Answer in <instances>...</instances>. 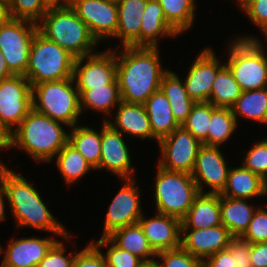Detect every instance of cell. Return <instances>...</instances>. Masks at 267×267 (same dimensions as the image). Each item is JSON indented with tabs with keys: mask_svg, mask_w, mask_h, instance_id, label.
Wrapping results in <instances>:
<instances>
[{
	"mask_svg": "<svg viewBox=\"0 0 267 267\" xmlns=\"http://www.w3.org/2000/svg\"><path fill=\"white\" fill-rule=\"evenodd\" d=\"M78 92L81 113L86 107L97 112H106L105 115H112L111 108H115L122 101L117 78L105 87H93V89L78 90Z\"/></svg>",
	"mask_w": 267,
	"mask_h": 267,
	"instance_id": "obj_30",
	"label": "cell"
},
{
	"mask_svg": "<svg viewBox=\"0 0 267 267\" xmlns=\"http://www.w3.org/2000/svg\"><path fill=\"white\" fill-rule=\"evenodd\" d=\"M91 242L98 249L110 245V247H108L109 249L105 254L106 256L104 255L107 267H140L145 263L136 255H133L126 250L118 248L107 237H100L97 242H95L94 240Z\"/></svg>",
	"mask_w": 267,
	"mask_h": 267,
	"instance_id": "obj_39",
	"label": "cell"
},
{
	"mask_svg": "<svg viewBox=\"0 0 267 267\" xmlns=\"http://www.w3.org/2000/svg\"><path fill=\"white\" fill-rule=\"evenodd\" d=\"M62 125L67 127L32 108L11 133V149L24 150L36 162H51L68 143L69 133Z\"/></svg>",
	"mask_w": 267,
	"mask_h": 267,
	"instance_id": "obj_3",
	"label": "cell"
},
{
	"mask_svg": "<svg viewBox=\"0 0 267 267\" xmlns=\"http://www.w3.org/2000/svg\"><path fill=\"white\" fill-rule=\"evenodd\" d=\"M162 155L158 166L168 171L191 174L202 143L182 126L158 141Z\"/></svg>",
	"mask_w": 267,
	"mask_h": 267,
	"instance_id": "obj_11",
	"label": "cell"
},
{
	"mask_svg": "<svg viewBox=\"0 0 267 267\" xmlns=\"http://www.w3.org/2000/svg\"><path fill=\"white\" fill-rule=\"evenodd\" d=\"M72 267H107V264L101 249L90 242L76 253Z\"/></svg>",
	"mask_w": 267,
	"mask_h": 267,
	"instance_id": "obj_45",
	"label": "cell"
},
{
	"mask_svg": "<svg viewBox=\"0 0 267 267\" xmlns=\"http://www.w3.org/2000/svg\"><path fill=\"white\" fill-rule=\"evenodd\" d=\"M11 148V133L0 125V149Z\"/></svg>",
	"mask_w": 267,
	"mask_h": 267,
	"instance_id": "obj_49",
	"label": "cell"
},
{
	"mask_svg": "<svg viewBox=\"0 0 267 267\" xmlns=\"http://www.w3.org/2000/svg\"><path fill=\"white\" fill-rule=\"evenodd\" d=\"M238 5L267 39V0H243Z\"/></svg>",
	"mask_w": 267,
	"mask_h": 267,
	"instance_id": "obj_43",
	"label": "cell"
},
{
	"mask_svg": "<svg viewBox=\"0 0 267 267\" xmlns=\"http://www.w3.org/2000/svg\"><path fill=\"white\" fill-rule=\"evenodd\" d=\"M267 195V177L264 179V196Z\"/></svg>",
	"mask_w": 267,
	"mask_h": 267,
	"instance_id": "obj_55",
	"label": "cell"
},
{
	"mask_svg": "<svg viewBox=\"0 0 267 267\" xmlns=\"http://www.w3.org/2000/svg\"><path fill=\"white\" fill-rule=\"evenodd\" d=\"M0 184L6 192L7 203L17 227L46 230L63 239H71L70 232L54 218L38 191L22 175L8 167H2Z\"/></svg>",
	"mask_w": 267,
	"mask_h": 267,
	"instance_id": "obj_2",
	"label": "cell"
},
{
	"mask_svg": "<svg viewBox=\"0 0 267 267\" xmlns=\"http://www.w3.org/2000/svg\"><path fill=\"white\" fill-rule=\"evenodd\" d=\"M117 107L114 122L109 118L104 119L107 124L122 135L127 134L138 139L150 138L158 143L159 140L152 134L149 117L143 104L121 101Z\"/></svg>",
	"mask_w": 267,
	"mask_h": 267,
	"instance_id": "obj_21",
	"label": "cell"
},
{
	"mask_svg": "<svg viewBox=\"0 0 267 267\" xmlns=\"http://www.w3.org/2000/svg\"><path fill=\"white\" fill-rule=\"evenodd\" d=\"M70 7L88 26L91 35L98 43L116 35L118 28L116 0H72Z\"/></svg>",
	"mask_w": 267,
	"mask_h": 267,
	"instance_id": "obj_13",
	"label": "cell"
},
{
	"mask_svg": "<svg viewBox=\"0 0 267 267\" xmlns=\"http://www.w3.org/2000/svg\"><path fill=\"white\" fill-rule=\"evenodd\" d=\"M157 267H201V259L193 256L181 246L176 249L160 251L156 254Z\"/></svg>",
	"mask_w": 267,
	"mask_h": 267,
	"instance_id": "obj_40",
	"label": "cell"
},
{
	"mask_svg": "<svg viewBox=\"0 0 267 267\" xmlns=\"http://www.w3.org/2000/svg\"><path fill=\"white\" fill-rule=\"evenodd\" d=\"M44 1L49 8L70 6L72 2V0H44Z\"/></svg>",
	"mask_w": 267,
	"mask_h": 267,
	"instance_id": "obj_53",
	"label": "cell"
},
{
	"mask_svg": "<svg viewBox=\"0 0 267 267\" xmlns=\"http://www.w3.org/2000/svg\"><path fill=\"white\" fill-rule=\"evenodd\" d=\"M250 257L253 267H267V242L252 244Z\"/></svg>",
	"mask_w": 267,
	"mask_h": 267,
	"instance_id": "obj_48",
	"label": "cell"
},
{
	"mask_svg": "<svg viewBox=\"0 0 267 267\" xmlns=\"http://www.w3.org/2000/svg\"><path fill=\"white\" fill-rule=\"evenodd\" d=\"M178 76L175 72L168 70L162 78L160 90L166 95L173 116L181 126L196 102L188 96L184 82Z\"/></svg>",
	"mask_w": 267,
	"mask_h": 267,
	"instance_id": "obj_29",
	"label": "cell"
},
{
	"mask_svg": "<svg viewBox=\"0 0 267 267\" xmlns=\"http://www.w3.org/2000/svg\"><path fill=\"white\" fill-rule=\"evenodd\" d=\"M75 57L38 31L31 43L25 77L31 86L73 78Z\"/></svg>",
	"mask_w": 267,
	"mask_h": 267,
	"instance_id": "obj_6",
	"label": "cell"
},
{
	"mask_svg": "<svg viewBox=\"0 0 267 267\" xmlns=\"http://www.w3.org/2000/svg\"><path fill=\"white\" fill-rule=\"evenodd\" d=\"M106 121L101 127V159L95 170L107 169L111 174L123 179H133L135 167L131 166L130 152L122 138Z\"/></svg>",
	"mask_w": 267,
	"mask_h": 267,
	"instance_id": "obj_17",
	"label": "cell"
},
{
	"mask_svg": "<svg viewBox=\"0 0 267 267\" xmlns=\"http://www.w3.org/2000/svg\"><path fill=\"white\" fill-rule=\"evenodd\" d=\"M152 218L144 213L138 220L151 248L156 252L176 249L181 246V220L155 212Z\"/></svg>",
	"mask_w": 267,
	"mask_h": 267,
	"instance_id": "obj_20",
	"label": "cell"
},
{
	"mask_svg": "<svg viewBox=\"0 0 267 267\" xmlns=\"http://www.w3.org/2000/svg\"><path fill=\"white\" fill-rule=\"evenodd\" d=\"M37 28L45 38L56 42L75 58L95 53L93 50L100 44L70 6L50 7Z\"/></svg>",
	"mask_w": 267,
	"mask_h": 267,
	"instance_id": "obj_4",
	"label": "cell"
},
{
	"mask_svg": "<svg viewBox=\"0 0 267 267\" xmlns=\"http://www.w3.org/2000/svg\"><path fill=\"white\" fill-rule=\"evenodd\" d=\"M257 208L251 206L247 199L229 198L220 195L222 224L234 237L242 236L245 233Z\"/></svg>",
	"mask_w": 267,
	"mask_h": 267,
	"instance_id": "obj_28",
	"label": "cell"
},
{
	"mask_svg": "<svg viewBox=\"0 0 267 267\" xmlns=\"http://www.w3.org/2000/svg\"><path fill=\"white\" fill-rule=\"evenodd\" d=\"M8 201L7 199V195L6 192L4 190V188L2 187V185L0 184V222L5 220V202L4 201Z\"/></svg>",
	"mask_w": 267,
	"mask_h": 267,
	"instance_id": "obj_51",
	"label": "cell"
},
{
	"mask_svg": "<svg viewBox=\"0 0 267 267\" xmlns=\"http://www.w3.org/2000/svg\"><path fill=\"white\" fill-rule=\"evenodd\" d=\"M122 49L116 53L121 100L143 104L160 90L162 78L169 69H163L158 47L125 46Z\"/></svg>",
	"mask_w": 267,
	"mask_h": 267,
	"instance_id": "obj_1",
	"label": "cell"
},
{
	"mask_svg": "<svg viewBox=\"0 0 267 267\" xmlns=\"http://www.w3.org/2000/svg\"><path fill=\"white\" fill-rule=\"evenodd\" d=\"M140 267H157V266H156L155 262H145Z\"/></svg>",
	"mask_w": 267,
	"mask_h": 267,
	"instance_id": "obj_54",
	"label": "cell"
},
{
	"mask_svg": "<svg viewBox=\"0 0 267 267\" xmlns=\"http://www.w3.org/2000/svg\"><path fill=\"white\" fill-rule=\"evenodd\" d=\"M210 47H206L196 57L184 78L188 96L195 102L209 101L212 85L217 72L225 65Z\"/></svg>",
	"mask_w": 267,
	"mask_h": 267,
	"instance_id": "obj_16",
	"label": "cell"
},
{
	"mask_svg": "<svg viewBox=\"0 0 267 267\" xmlns=\"http://www.w3.org/2000/svg\"><path fill=\"white\" fill-rule=\"evenodd\" d=\"M14 74L9 70L3 53L0 51V81L13 76Z\"/></svg>",
	"mask_w": 267,
	"mask_h": 267,
	"instance_id": "obj_50",
	"label": "cell"
},
{
	"mask_svg": "<svg viewBox=\"0 0 267 267\" xmlns=\"http://www.w3.org/2000/svg\"><path fill=\"white\" fill-rule=\"evenodd\" d=\"M232 255L236 267H253L250 252L252 244L241 236L233 237L226 248Z\"/></svg>",
	"mask_w": 267,
	"mask_h": 267,
	"instance_id": "obj_46",
	"label": "cell"
},
{
	"mask_svg": "<svg viewBox=\"0 0 267 267\" xmlns=\"http://www.w3.org/2000/svg\"><path fill=\"white\" fill-rule=\"evenodd\" d=\"M152 128V134L158 139L171 134L180 125L176 122L166 95L158 90L144 103Z\"/></svg>",
	"mask_w": 267,
	"mask_h": 267,
	"instance_id": "obj_26",
	"label": "cell"
},
{
	"mask_svg": "<svg viewBox=\"0 0 267 267\" xmlns=\"http://www.w3.org/2000/svg\"><path fill=\"white\" fill-rule=\"evenodd\" d=\"M109 49L75 59L73 79L77 90L105 87L117 78V50Z\"/></svg>",
	"mask_w": 267,
	"mask_h": 267,
	"instance_id": "obj_12",
	"label": "cell"
},
{
	"mask_svg": "<svg viewBox=\"0 0 267 267\" xmlns=\"http://www.w3.org/2000/svg\"><path fill=\"white\" fill-rule=\"evenodd\" d=\"M73 253L65 256L64 242L58 240L37 267H72L76 256V253Z\"/></svg>",
	"mask_w": 267,
	"mask_h": 267,
	"instance_id": "obj_44",
	"label": "cell"
},
{
	"mask_svg": "<svg viewBox=\"0 0 267 267\" xmlns=\"http://www.w3.org/2000/svg\"><path fill=\"white\" fill-rule=\"evenodd\" d=\"M220 195L248 201L254 197H264V179L242 165L241 167H231L226 186Z\"/></svg>",
	"mask_w": 267,
	"mask_h": 267,
	"instance_id": "obj_25",
	"label": "cell"
},
{
	"mask_svg": "<svg viewBox=\"0 0 267 267\" xmlns=\"http://www.w3.org/2000/svg\"><path fill=\"white\" fill-rule=\"evenodd\" d=\"M237 125L231 108L217 107L212 112L207 132V146L220 147L233 135Z\"/></svg>",
	"mask_w": 267,
	"mask_h": 267,
	"instance_id": "obj_36",
	"label": "cell"
},
{
	"mask_svg": "<svg viewBox=\"0 0 267 267\" xmlns=\"http://www.w3.org/2000/svg\"><path fill=\"white\" fill-rule=\"evenodd\" d=\"M166 22L180 35L192 28L195 19V0H158Z\"/></svg>",
	"mask_w": 267,
	"mask_h": 267,
	"instance_id": "obj_34",
	"label": "cell"
},
{
	"mask_svg": "<svg viewBox=\"0 0 267 267\" xmlns=\"http://www.w3.org/2000/svg\"><path fill=\"white\" fill-rule=\"evenodd\" d=\"M2 167H7V166L3 163V161L0 160V169H1Z\"/></svg>",
	"mask_w": 267,
	"mask_h": 267,
	"instance_id": "obj_56",
	"label": "cell"
},
{
	"mask_svg": "<svg viewBox=\"0 0 267 267\" xmlns=\"http://www.w3.org/2000/svg\"><path fill=\"white\" fill-rule=\"evenodd\" d=\"M10 18L8 12V3L0 0V25Z\"/></svg>",
	"mask_w": 267,
	"mask_h": 267,
	"instance_id": "obj_52",
	"label": "cell"
},
{
	"mask_svg": "<svg viewBox=\"0 0 267 267\" xmlns=\"http://www.w3.org/2000/svg\"><path fill=\"white\" fill-rule=\"evenodd\" d=\"M58 241L52 238L24 237L7 244L0 267H37L51 247Z\"/></svg>",
	"mask_w": 267,
	"mask_h": 267,
	"instance_id": "obj_19",
	"label": "cell"
},
{
	"mask_svg": "<svg viewBox=\"0 0 267 267\" xmlns=\"http://www.w3.org/2000/svg\"><path fill=\"white\" fill-rule=\"evenodd\" d=\"M156 212L182 220L200 193L191 174L168 171L157 165L154 187Z\"/></svg>",
	"mask_w": 267,
	"mask_h": 267,
	"instance_id": "obj_8",
	"label": "cell"
},
{
	"mask_svg": "<svg viewBox=\"0 0 267 267\" xmlns=\"http://www.w3.org/2000/svg\"><path fill=\"white\" fill-rule=\"evenodd\" d=\"M241 237L251 244L267 242V209L258 206Z\"/></svg>",
	"mask_w": 267,
	"mask_h": 267,
	"instance_id": "obj_42",
	"label": "cell"
},
{
	"mask_svg": "<svg viewBox=\"0 0 267 267\" xmlns=\"http://www.w3.org/2000/svg\"><path fill=\"white\" fill-rule=\"evenodd\" d=\"M231 109L237 123L238 117H242L267 124V87L242 91Z\"/></svg>",
	"mask_w": 267,
	"mask_h": 267,
	"instance_id": "obj_31",
	"label": "cell"
},
{
	"mask_svg": "<svg viewBox=\"0 0 267 267\" xmlns=\"http://www.w3.org/2000/svg\"><path fill=\"white\" fill-rule=\"evenodd\" d=\"M32 109V86L24 75L0 81V125L10 133Z\"/></svg>",
	"mask_w": 267,
	"mask_h": 267,
	"instance_id": "obj_10",
	"label": "cell"
},
{
	"mask_svg": "<svg viewBox=\"0 0 267 267\" xmlns=\"http://www.w3.org/2000/svg\"><path fill=\"white\" fill-rule=\"evenodd\" d=\"M243 0H236V5H238L240 2H242Z\"/></svg>",
	"mask_w": 267,
	"mask_h": 267,
	"instance_id": "obj_57",
	"label": "cell"
},
{
	"mask_svg": "<svg viewBox=\"0 0 267 267\" xmlns=\"http://www.w3.org/2000/svg\"><path fill=\"white\" fill-rule=\"evenodd\" d=\"M219 148L202 145L198 150L191 176L200 193H205L206 186L210 190L206 193L220 194L226 186L230 168Z\"/></svg>",
	"mask_w": 267,
	"mask_h": 267,
	"instance_id": "obj_15",
	"label": "cell"
},
{
	"mask_svg": "<svg viewBox=\"0 0 267 267\" xmlns=\"http://www.w3.org/2000/svg\"><path fill=\"white\" fill-rule=\"evenodd\" d=\"M118 28L114 38L121 40L122 47H140V29L147 0H116Z\"/></svg>",
	"mask_w": 267,
	"mask_h": 267,
	"instance_id": "obj_22",
	"label": "cell"
},
{
	"mask_svg": "<svg viewBox=\"0 0 267 267\" xmlns=\"http://www.w3.org/2000/svg\"><path fill=\"white\" fill-rule=\"evenodd\" d=\"M222 224L219 193H199L181 220V229L212 228Z\"/></svg>",
	"mask_w": 267,
	"mask_h": 267,
	"instance_id": "obj_23",
	"label": "cell"
},
{
	"mask_svg": "<svg viewBox=\"0 0 267 267\" xmlns=\"http://www.w3.org/2000/svg\"><path fill=\"white\" fill-rule=\"evenodd\" d=\"M68 143L74 147L96 169L101 159V129L98 133L88 126L71 127Z\"/></svg>",
	"mask_w": 267,
	"mask_h": 267,
	"instance_id": "obj_32",
	"label": "cell"
},
{
	"mask_svg": "<svg viewBox=\"0 0 267 267\" xmlns=\"http://www.w3.org/2000/svg\"><path fill=\"white\" fill-rule=\"evenodd\" d=\"M216 108L209 101L196 102L187 119L181 125L198 139L202 145L207 146V132L211 122L212 112Z\"/></svg>",
	"mask_w": 267,
	"mask_h": 267,
	"instance_id": "obj_37",
	"label": "cell"
},
{
	"mask_svg": "<svg viewBox=\"0 0 267 267\" xmlns=\"http://www.w3.org/2000/svg\"><path fill=\"white\" fill-rule=\"evenodd\" d=\"M140 193L135 177L125 179L122 187L108 206L101 237H107L117 229L138 223L143 215Z\"/></svg>",
	"mask_w": 267,
	"mask_h": 267,
	"instance_id": "obj_14",
	"label": "cell"
},
{
	"mask_svg": "<svg viewBox=\"0 0 267 267\" xmlns=\"http://www.w3.org/2000/svg\"><path fill=\"white\" fill-rule=\"evenodd\" d=\"M243 167L258 174L263 179L267 177V138L257 142L246 153Z\"/></svg>",
	"mask_w": 267,
	"mask_h": 267,
	"instance_id": "obj_41",
	"label": "cell"
},
{
	"mask_svg": "<svg viewBox=\"0 0 267 267\" xmlns=\"http://www.w3.org/2000/svg\"><path fill=\"white\" fill-rule=\"evenodd\" d=\"M179 34L166 22L158 0H147L142 15L140 47H158L159 38L177 37Z\"/></svg>",
	"mask_w": 267,
	"mask_h": 267,
	"instance_id": "obj_24",
	"label": "cell"
},
{
	"mask_svg": "<svg viewBox=\"0 0 267 267\" xmlns=\"http://www.w3.org/2000/svg\"><path fill=\"white\" fill-rule=\"evenodd\" d=\"M241 89L225 64L216 75L209 102L215 107L231 108L240 97Z\"/></svg>",
	"mask_w": 267,
	"mask_h": 267,
	"instance_id": "obj_35",
	"label": "cell"
},
{
	"mask_svg": "<svg viewBox=\"0 0 267 267\" xmlns=\"http://www.w3.org/2000/svg\"><path fill=\"white\" fill-rule=\"evenodd\" d=\"M37 24L27 20L9 18L0 25V51L14 75H25L28 57Z\"/></svg>",
	"mask_w": 267,
	"mask_h": 267,
	"instance_id": "obj_9",
	"label": "cell"
},
{
	"mask_svg": "<svg viewBox=\"0 0 267 267\" xmlns=\"http://www.w3.org/2000/svg\"><path fill=\"white\" fill-rule=\"evenodd\" d=\"M1 248H2V246H0V256L3 254V253L1 252Z\"/></svg>",
	"mask_w": 267,
	"mask_h": 267,
	"instance_id": "obj_58",
	"label": "cell"
},
{
	"mask_svg": "<svg viewBox=\"0 0 267 267\" xmlns=\"http://www.w3.org/2000/svg\"><path fill=\"white\" fill-rule=\"evenodd\" d=\"M74 84V86H73ZM32 108L53 120L73 127L78 123L79 92L73 78L43 82L32 86Z\"/></svg>",
	"mask_w": 267,
	"mask_h": 267,
	"instance_id": "obj_7",
	"label": "cell"
},
{
	"mask_svg": "<svg viewBox=\"0 0 267 267\" xmlns=\"http://www.w3.org/2000/svg\"><path fill=\"white\" fill-rule=\"evenodd\" d=\"M44 0H10L8 12L10 18L38 23L48 11Z\"/></svg>",
	"mask_w": 267,
	"mask_h": 267,
	"instance_id": "obj_38",
	"label": "cell"
},
{
	"mask_svg": "<svg viewBox=\"0 0 267 267\" xmlns=\"http://www.w3.org/2000/svg\"><path fill=\"white\" fill-rule=\"evenodd\" d=\"M228 46V62L241 91L267 87V53L261 39L254 35L236 37Z\"/></svg>",
	"mask_w": 267,
	"mask_h": 267,
	"instance_id": "obj_5",
	"label": "cell"
},
{
	"mask_svg": "<svg viewBox=\"0 0 267 267\" xmlns=\"http://www.w3.org/2000/svg\"><path fill=\"white\" fill-rule=\"evenodd\" d=\"M107 238L118 248L136 255L144 262H155L156 260L157 253L151 248L139 223L117 229Z\"/></svg>",
	"mask_w": 267,
	"mask_h": 267,
	"instance_id": "obj_27",
	"label": "cell"
},
{
	"mask_svg": "<svg viewBox=\"0 0 267 267\" xmlns=\"http://www.w3.org/2000/svg\"><path fill=\"white\" fill-rule=\"evenodd\" d=\"M234 236L223 225L202 229H181V247L200 259L224 250Z\"/></svg>",
	"mask_w": 267,
	"mask_h": 267,
	"instance_id": "obj_18",
	"label": "cell"
},
{
	"mask_svg": "<svg viewBox=\"0 0 267 267\" xmlns=\"http://www.w3.org/2000/svg\"><path fill=\"white\" fill-rule=\"evenodd\" d=\"M201 267H236L234 259L227 249L201 259Z\"/></svg>",
	"mask_w": 267,
	"mask_h": 267,
	"instance_id": "obj_47",
	"label": "cell"
},
{
	"mask_svg": "<svg viewBox=\"0 0 267 267\" xmlns=\"http://www.w3.org/2000/svg\"><path fill=\"white\" fill-rule=\"evenodd\" d=\"M56 166L67 184L79 181L90 170L91 164L74 147L67 143L55 156Z\"/></svg>",
	"mask_w": 267,
	"mask_h": 267,
	"instance_id": "obj_33",
	"label": "cell"
}]
</instances>
